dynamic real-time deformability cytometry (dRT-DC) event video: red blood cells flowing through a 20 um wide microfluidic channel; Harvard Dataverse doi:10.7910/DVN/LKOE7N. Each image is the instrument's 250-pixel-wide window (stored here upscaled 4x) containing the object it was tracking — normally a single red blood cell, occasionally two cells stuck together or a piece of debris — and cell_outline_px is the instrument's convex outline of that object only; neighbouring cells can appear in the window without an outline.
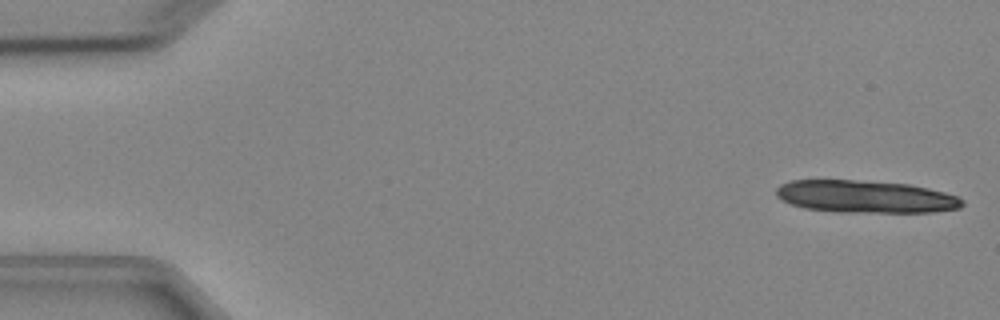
{"species": "Egyptian fruit bat (a non-hibernating species)", "species_latin": "Rousettus aegyptiacus", "temperature_condition": "cold", "stored_images_in_passage": 5, "camera_frame_rate_fps": 3000, "um_per_image_px": 0.085, "animal": {"sex": "female"}, "frame": {"image": 1, "passage_image": 1, "time_ms": 0.0, "image_size_px": [1000, 320], "cell_outline_px": [[964, 204], [960, 208], [932, 212], [848, 212], [804, 208], [780, 200], [776, 196], [776, 188], [780, 184], [792, 180], [856, 180], [908, 184], [928, 188], [960, 196], [964, 200]], "centroid_in_image_um": [73.58, 16.71], "position_along_channel_um": 11.4, "area_um2": 35.2}}